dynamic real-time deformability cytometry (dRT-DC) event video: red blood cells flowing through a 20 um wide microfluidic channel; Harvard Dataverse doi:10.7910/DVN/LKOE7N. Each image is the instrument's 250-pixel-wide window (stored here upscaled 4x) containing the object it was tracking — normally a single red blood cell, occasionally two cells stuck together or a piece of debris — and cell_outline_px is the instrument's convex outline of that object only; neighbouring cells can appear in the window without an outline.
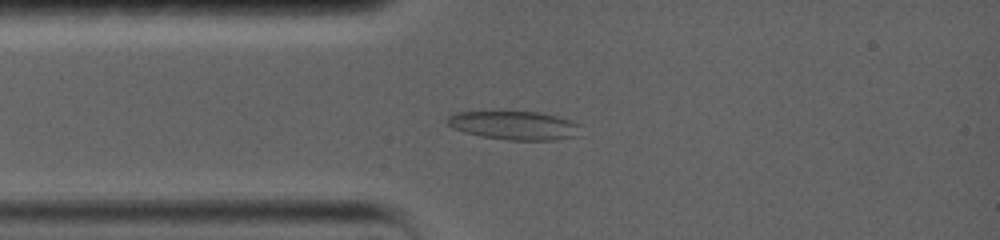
{"species": "common noctule bat (a hibernating species)", "species_latin": "Nyctalus noctula", "temperature_condition": "warm", "stored_images_in_passage": 78, "camera_frame_rate_fps": 5000, "um_per_image_px": 0.085, "animal": {"sex": "female", "body_mass_g": 19.0, "forearm_length_mm": 56.7}, "frame": {"image": 1, "passage_image": 15, "time_ms": 2.8, "image_size_px": [1000, 240], "cell_outline_px": [[576, 136], [552, 140], [508, 140], [480, 136], [464, 132], [452, 128], [444, 120], [448, 116], [456, 112], [540, 112], [560, 116], [572, 120], [576, 124]], "centroid_in_image_um": [43.64, 10.65], "position_along_channel_um": 41.4, "area_um2": 22.08}}
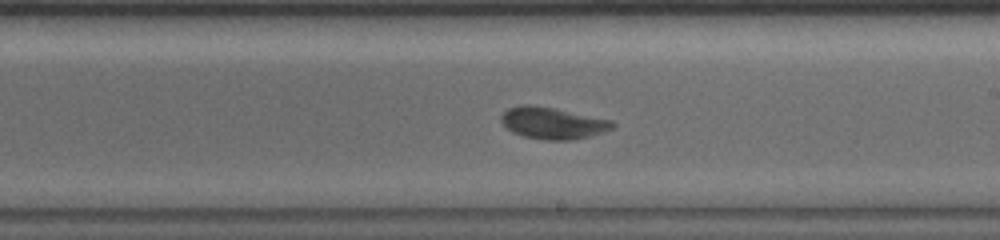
{"frame": {"image": 2, "passage_image": 43, "time_ms": 8.4, "image_size_px": [1000, 240], "cell_outline_px": [[616, 124], [612, 128], [588, 136], [572, 140], [544, 140], [524, 136], [512, 132], [500, 120], [500, 116], [508, 108], [520, 104], [532, 104], [612, 120]], "centroid_in_image_um": [46.93, 10.45], "position_along_channel_um": 242.1, "area_um2": 20.35}}
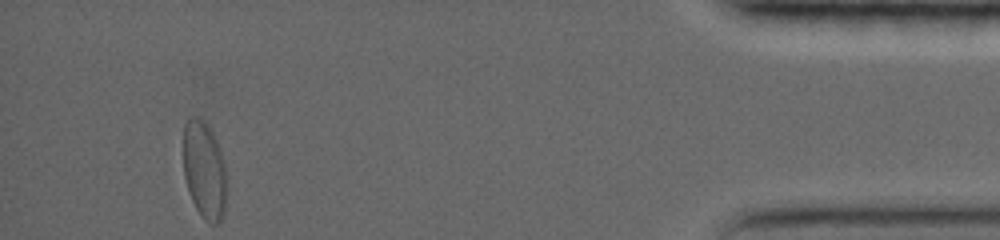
{"frame": {"image": 3, "passage_image": 78, "time_ms": 15.4, "image_size_px": [1000, 240], "cell_outline_px": [[228, 192], [224, 212], [220, 220], [216, 224], [208, 224], [204, 220], [196, 208], [188, 192], [184, 176], [184, 124], [192, 116], [196, 116], [204, 120], [208, 124], [220, 148], [224, 160], [228, 176]], "centroid_in_image_um": [17.41, 14.49], "position_along_channel_um": 417.8, "area_um2": 25.37}, "authors_computed_cell_mechanics": {"area_um2": 21.1259, "velocity_mm_per_s": 3.6424, "shape_relaxation_time_tau1_ms": 10.7021, "shape_relaxation_time_tau2_ms": 1.9031, "deformation_change_tau1": 0.2089, "deformation_change_tau2": 0.0656}}